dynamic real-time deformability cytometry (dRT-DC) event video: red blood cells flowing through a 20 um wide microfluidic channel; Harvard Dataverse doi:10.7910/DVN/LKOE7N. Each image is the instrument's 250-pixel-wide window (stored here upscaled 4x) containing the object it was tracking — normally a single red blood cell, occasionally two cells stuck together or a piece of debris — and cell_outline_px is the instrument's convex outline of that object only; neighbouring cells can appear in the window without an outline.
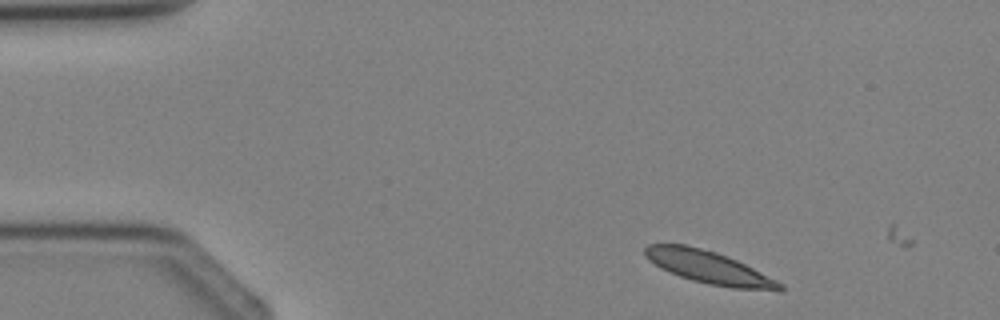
{"species": "Egyptian fruit bat (a non-hibernating species)", "species_latin": "Rousettus aegyptiacus", "temperature_condition": "cold", "stored_images_in_passage": 2, "camera_frame_rate_fps": 3000, "um_per_image_px": 0.085, "animal": {"sex": "female"}, "frame": {"image": 1, "passage_image": 1, "time_ms": 0.0, "image_size_px": [1000, 320], "cell_outline_px": [[784, 288], [780, 292], [732, 288], [708, 284], [692, 280], [668, 272], [660, 268], [648, 260], [644, 256], [644, 248], [648, 244], [684, 244], [716, 252], [736, 260], [784, 284]], "centroid_in_image_um": [60.25, 22.74], "position_along_channel_um": 24.7, "area_um2": 25.72}}